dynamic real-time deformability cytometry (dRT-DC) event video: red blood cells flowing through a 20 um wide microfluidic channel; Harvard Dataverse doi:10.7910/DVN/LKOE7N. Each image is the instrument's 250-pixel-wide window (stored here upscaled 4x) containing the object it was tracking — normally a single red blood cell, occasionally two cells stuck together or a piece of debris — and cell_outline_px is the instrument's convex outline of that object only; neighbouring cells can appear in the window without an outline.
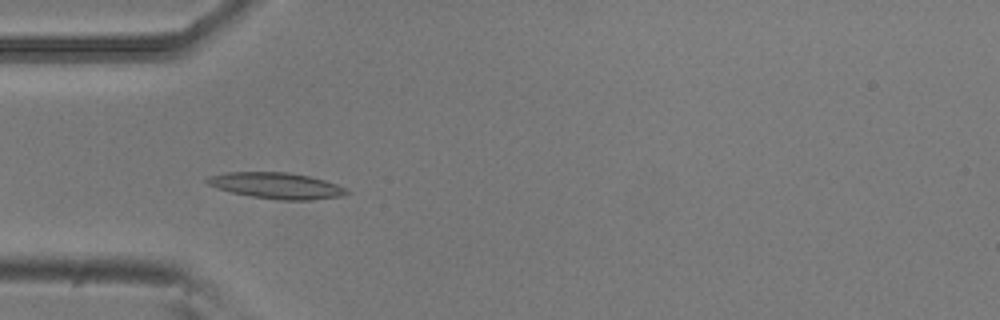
{"species": "common noctule bat (a hibernating species)", "species_latin": "Nyctalus noctula", "temperature_condition": "room temperature", "stored_images_in_passage": 39, "camera_frame_rate_fps": 3000, "um_per_image_px": 0.085, "animal": {"sex": "male", "body_mass_g": 20.5, "forearm_length_mm": 52.5}, "frame": {"image": 1, "passage_image": 4, "time_ms": 1.0, "image_size_px": [1000, 320], "cell_outline_px": [[348, 192], [340, 196], [312, 200], [280, 200], [252, 196], [232, 192], [216, 188], [208, 184], [204, 180], [208, 176], [228, 172], [288, 172], [308, 176], [324, 180], [336, 184], [344, 188]], "centroid_in_image_um": [23.45, 15.77], "position_along_channel_um": 61.5, "area_um2": 20.98}}
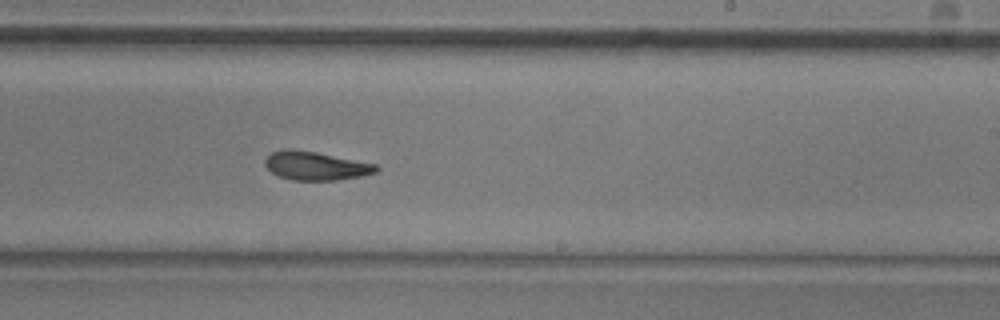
{"frame": {"image": 2, "passage_image": 20, "time_ms": 6.333, "image_size_px": [1000, 320], "cell_outline_px": [[380, 168], [376, 172], [360, 176], [336, 180], [292, 180], [280, 176], [272, 172], [264, 164], [264, 160], [272, 152], [284, 148], [292, 148], [316, 152], [376, 164]], "centroid_in_image_um": [26.82, 14.08], "position_along_channel_um": 262.2, "area_um2": 18.44}}
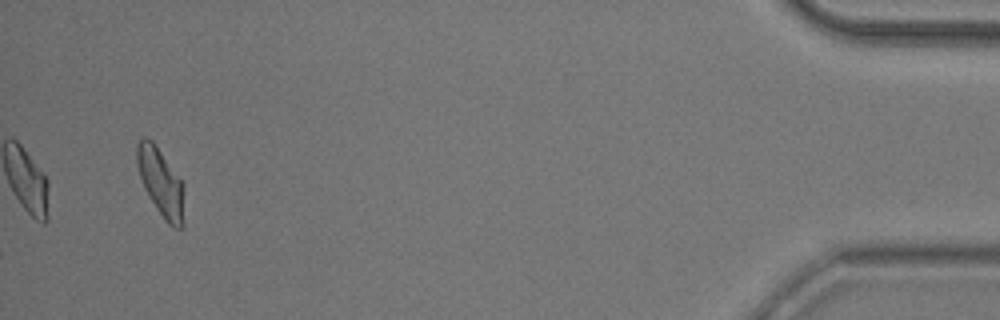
{"frame": {"image": 3, "passage_image": 39, "time_ms": 12.667, "image_size_px": [1000, 320], "cell_outline_px": [[184, 228], [176, 228], [168, 224], [164, 220], [148, 196], [144, 188], [136, 164], [136, 144], [144, 136], [152, 140], [184, 184]], "centroid_in_image_um": [13.68, 15.53], "position_along_channel_um": 421.5, "area_um2": 18.9}, "authors_computed_cell_mechanics": {"area_um2": 18.3226, "velocity_mm_per_s": 3.7902, "shape_relaxation_time_tau1_ms": 7.2043, "shape_relaxation_time_tau2_ms": 4.9793, "deformation_change_tau1": 0.2102, "deformation_change_tau2": 0.0795}}